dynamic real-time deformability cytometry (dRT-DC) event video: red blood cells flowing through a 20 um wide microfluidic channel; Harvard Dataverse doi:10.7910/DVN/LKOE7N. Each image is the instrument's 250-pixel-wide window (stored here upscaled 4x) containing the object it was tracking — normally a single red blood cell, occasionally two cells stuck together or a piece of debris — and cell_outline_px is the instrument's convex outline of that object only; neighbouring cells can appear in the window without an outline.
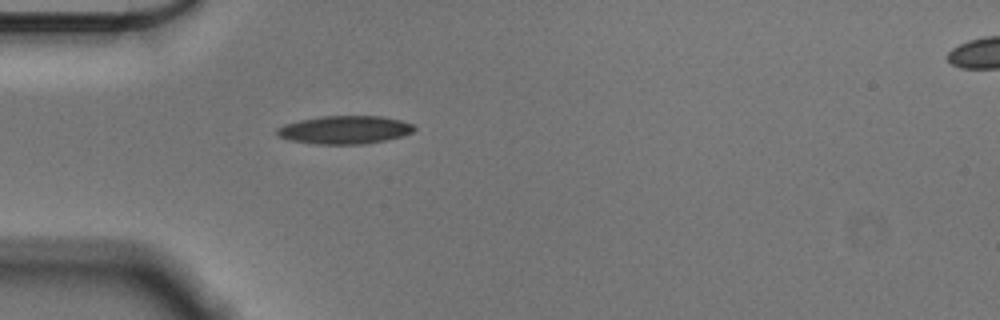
{"species": "Egyptian fruit bat (a non-hibernating species)", "species_latin": "Rousettus aegyptiacus", "temperature_condition": "cold", "stored_images_in_passage": 40, "camera_frame_rate_fps": 3000, "um_per_image_px": 0.085, "animal": {"sex": "male"}, "frame": {"image": 1, "passage_image": 1, "time_ms": 0.0, "image_size_px": [1000, 320], "cell_outline_px": [[416, 128], [412, 132], [404, 136], [364, 144], [316, 144], [288, 140], [276, 136], [276, 128], [284, 124], [300, 120], [320, 116], [384, 116], [400, 120], [412, 124]], "centroid_in_image_um": [29.27, 11.03], "position_along_channel_um": 55.7, "area_um2": 22.66}}
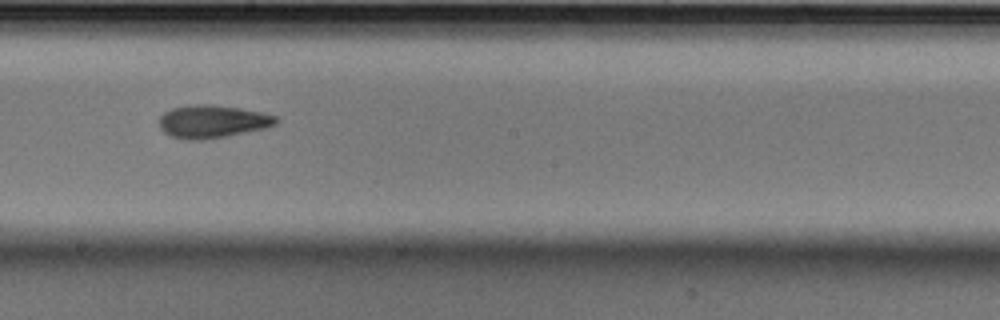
{"frame": {"image": 2, "passage_image": 16, "time_ms": 5.0, "image_size_px": [1000, 320], "cell_outline_px": [[280, 120], [276, 124], [264, 128], [228, 136], [204, 140], [184, 140], [168, 136], [160, 128], [160, 116], [164, 112], [172, 108], [192, 104], [212, 104], [240, 108], [260, 112], [276, 116]], "centroid_in_image_um": [18.03, 10.33], "position_along_channel_um": 230.2, "area_um2": 22.6}}
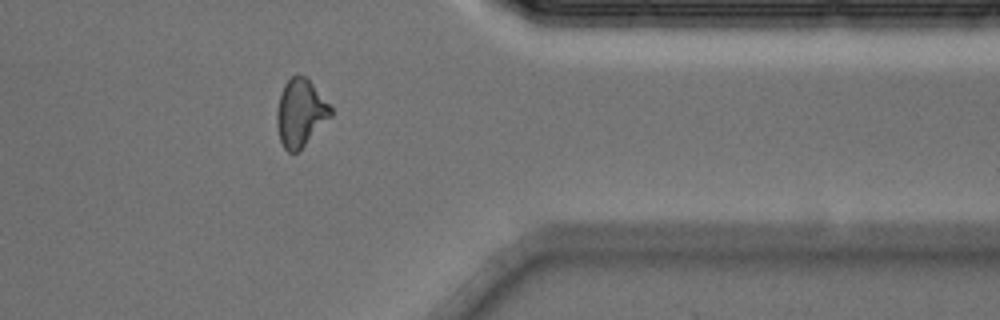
{"frame": {"image": 3, "passage_image": 30, "time_ms": 9.667, "image_size_px": [1000, 320], "cell_outline_px": [[332, 116], [296, 152], [288, 152], [284, 148], [280, 140], [276, 124], [276, 112], [280, 96], [284, 84], [292, 76], [304, 76], [332, 104]], "centroid_in_image_um": [25.55, 9.58], "position_along_channel_um": 385.9, "area_um2": 20.92}, "authors_computed_cell_mechanics": {"area_um2": 21.1837, "velocity_mm_per_s": 3.5959, "shape_relaxation_time_tau1_ms": 3.9712, "shape_relaxation_time_tau2_ms": 5.1378, "deformation_change_tau1": 0.1638, "deformation_change_tau2": 0.1467}}